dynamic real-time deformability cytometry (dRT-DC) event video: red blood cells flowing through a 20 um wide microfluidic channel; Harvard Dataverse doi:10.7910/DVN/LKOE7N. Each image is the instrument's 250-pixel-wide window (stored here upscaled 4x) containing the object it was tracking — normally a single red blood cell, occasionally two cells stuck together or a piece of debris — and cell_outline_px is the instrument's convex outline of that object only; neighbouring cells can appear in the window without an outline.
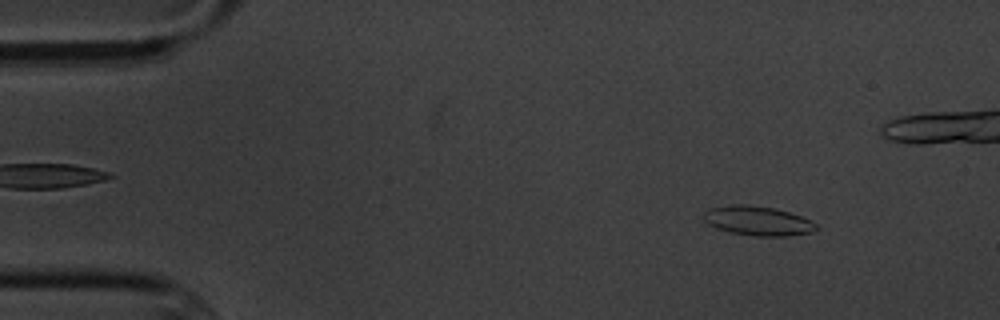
{"species": "common noctule bat (a hibernating species)", "species_latin": "Nyctalus noctula", "temperature_condition": "cold", "stored_images_in_passage": 6, "camera_frame_rate_fps": 3000, "um_per_image_px": 0.085, "animal": {"sex": "male", "body_mass_g": 20.1, "forearm_length_mm": 53.5}, "frame": {"image": 1, "passage_image": 1, "time_ms": 0.0, "image_size_px": [1000, 320], "cell_outline_px": [[820, 228], [812, 232], [788, 236], [756, 236], [728, 232], [716, 228], [708, 224], [704, 220], [704, 212], [708, 208], [732, 204], [748, 204], [776, 208], [800, 216], [816, 224]], "centroid_in_image_um": [64.39, 18.77], "position_along_channel_um": 20.6, "area_um2": 19.42}}
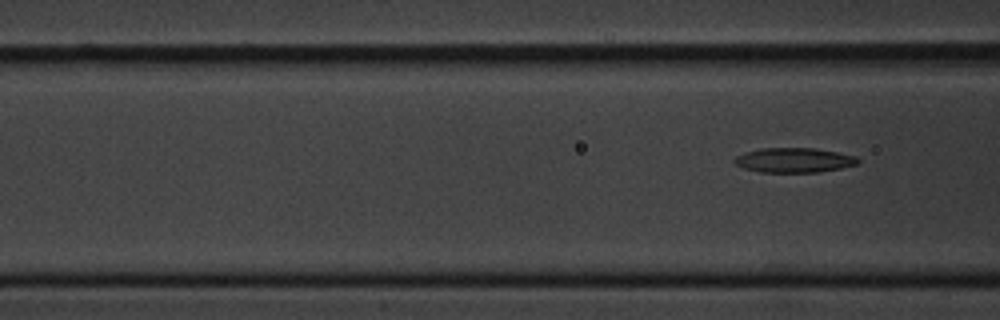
{"frame": {"image": 2, "passage_image": 6, "time_ms": 7.0, "image_size_px": [1000, 320], "cell_outline_px": [[860, 164], [820, 172], [760, 172], [744, 168], [736, 164], [732, 160], [736, 156], [744, 152], [764, 148], [816, 148], [856, 156], [860, 160]], "centroid_in_image_um": [67.51, 13.61], "position_along_channel_um": 99.1, "area_um2": 17.8}}